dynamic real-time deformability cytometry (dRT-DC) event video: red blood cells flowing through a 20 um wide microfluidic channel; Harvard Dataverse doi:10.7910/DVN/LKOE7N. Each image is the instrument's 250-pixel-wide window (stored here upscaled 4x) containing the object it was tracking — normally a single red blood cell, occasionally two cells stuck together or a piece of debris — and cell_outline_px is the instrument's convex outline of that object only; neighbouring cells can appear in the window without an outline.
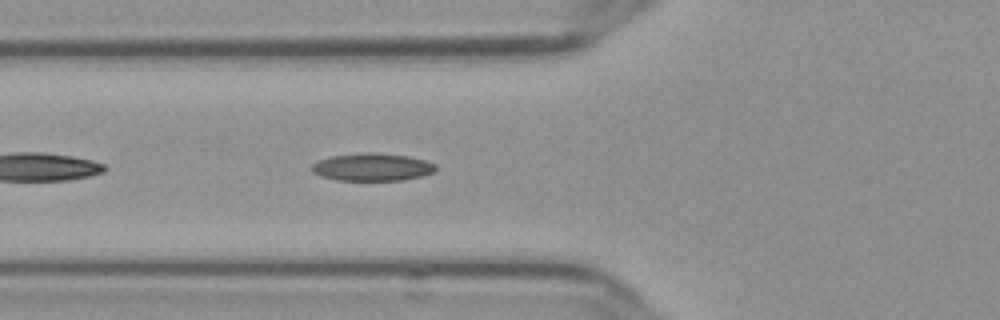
{"species": "Egyptian fruit bat (a non-hibernating species)", "species_latin": "Rousettus aegyptiacus", "temperature_condition": "cold", "stored_images_in_passage": 41, "segment_of_instrument_passage": [1, 2], "camera_frame_rate_fps": 3000, "um_per_image_px": 0.085, "frame": {"image": 1, "passage_image": 5, "time_ms": 1.333, "image_size_px": [1000, 320], "cell_outline_px": [[436, 168], [432, 172], [420, 176], [404, 180], [336, 180], [324, 176], [316, 172], [312, 168], [312, 164], [320, 160], [332, 156], [360, 152], [372, 152], [408, 156], [424, 160], [436, 164]], "centroid_in_image_um": [31.67, 14.19], "position_along_channel_um": 94.1, "area_um2": 19.65}}
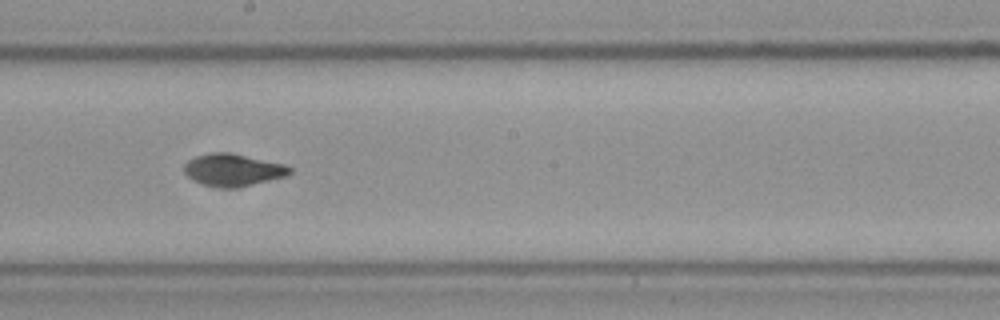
{"frame": {"image": 2, "passage_image": 16, "time_ms": 5.0, "image_size_px": [1000, 320], "cell_outline_px": [[292, 172], [284, 176], [252, 184], [228, 188], [204, 184], [192, 180], [184, 172], [184, 164], [188, 160], [196, 156], [212, 152], [228, 152], [284, 164], [292, 168]], "centroid_in_image_um": [19.77, 14.42], "position_along_channel_um": 228.4, "area_um2": 19.42}}
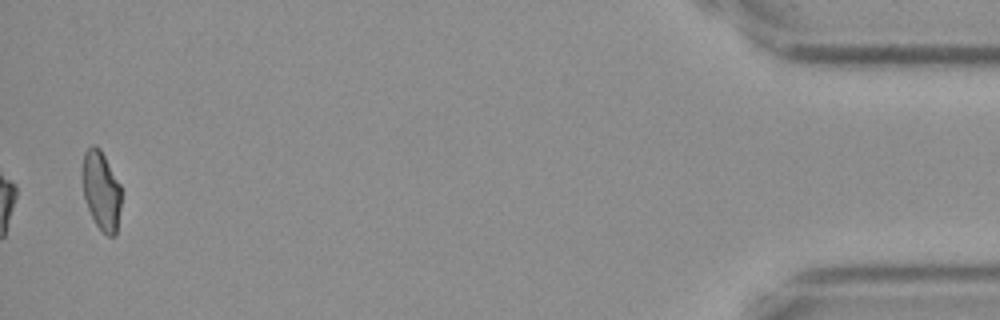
{"frame": {"image": 3, "passage_image": 39, "time_ms": 12.667, "image_size_px": [1000, 320], "cell_outline_px": [[120, 208], [116, 236], [108, 236], [96, 224], [88, 208], [84, 196], [84, 152], [92, 144], [96, 144], [100, 148], [120, 184]], "centroid_in_image_um": [8.63, 16.2], "position_along_channel_um": 426.6, "area_um2": 17.4}}